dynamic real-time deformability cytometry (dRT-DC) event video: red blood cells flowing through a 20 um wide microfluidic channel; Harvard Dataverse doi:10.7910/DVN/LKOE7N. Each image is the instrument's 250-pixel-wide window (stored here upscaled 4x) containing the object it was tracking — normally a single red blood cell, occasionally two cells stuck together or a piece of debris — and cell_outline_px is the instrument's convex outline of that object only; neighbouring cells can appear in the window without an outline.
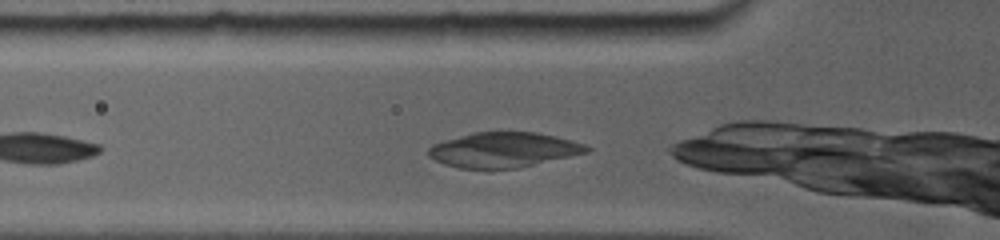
{"species": "common noctule bat (a hibernating species)", "species_latin": "Nyctalus noctula", "temperature_condition": "room temperature", "stored_images_in_passage": 3, "segment_of_instrument_passage": [2, 2], "camera_frame_rate_fps": 5000, "um_per_image_px": 0.085, "animal": {"sex": "female", "body_mass_g": 19.0, "forearm_length_mm": 56.7}, "frame": {"image": 1, "passage_image": 3, "time_ms": 1.6, "image_size_px": [1000, 240], "cell_outline_px": [[592, 148], [588, 152], [520, 168], [492, 172], [460, 168], [444, 164], [428, 156], [428, 148], [432, 144], [444, 140], [472, 132], [536, 132], [556, 136], [572, 140], [584, 144]], "centroid_in_image_um": [42.78, 12.77], "position_along_channel_um": 83.0, "area_um2": 33.18}}